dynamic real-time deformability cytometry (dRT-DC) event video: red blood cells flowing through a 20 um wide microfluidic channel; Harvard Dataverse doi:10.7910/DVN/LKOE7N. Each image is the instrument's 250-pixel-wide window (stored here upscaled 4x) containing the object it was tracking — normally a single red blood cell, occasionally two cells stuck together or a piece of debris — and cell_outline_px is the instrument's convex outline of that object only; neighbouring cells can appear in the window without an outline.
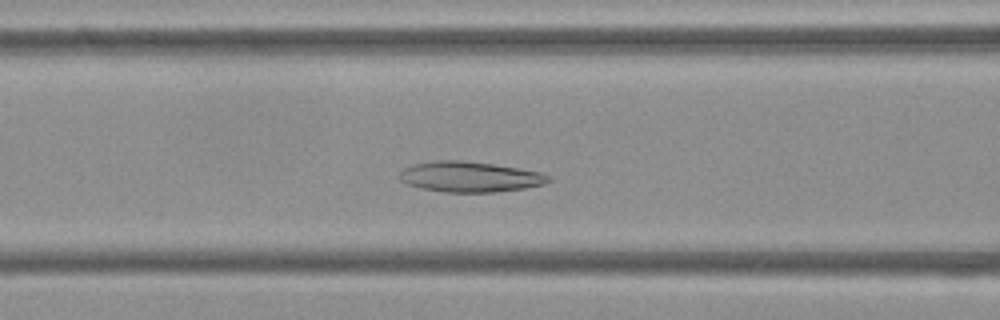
{"species": "Egyptian fruit bat (a non-hibernating species)", "species_latin": "Rousettus aegyptiacus", "temperature_condition": "cold", "stored_images_in_passage": 50, "camera_frame_rate_fps": 3000, "um_per_image_px": 0.085, "frame": {"image": 1, "passage_image": 18, "time_ms": 5.667, "image_size_px": [1000, 320], "cell_outline_px": [[552, 180], [544, 184], [524, 188], [496, 192], [444, 192], [420, 188], [408, 184], [400, 180], [400, 172], [404, 168], [412, 164], [436, 160], [460, 160], [492, 164], [520, 168], [540, 172], [552, 176]], "centroid_in_image_um": [39.95, 15.02], "position_along_channel_um": 126.6, "area_um2": 26.53}}
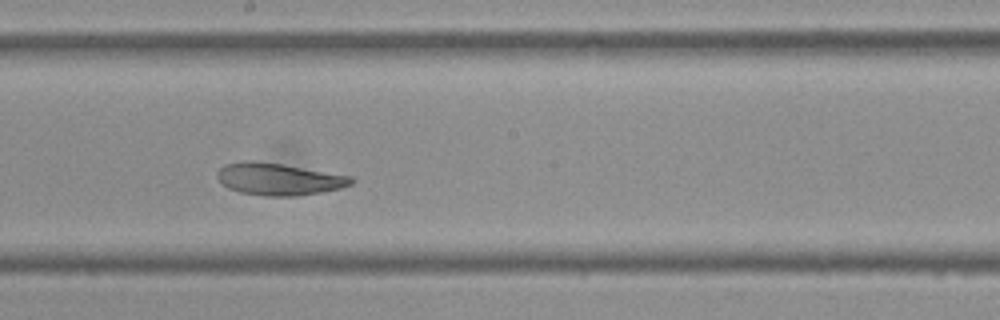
{"frame": {"image": 2, "passage_image": 26, "time_ms": 8.333, "image_size_px": [1000, 320], "cell_outline_px": [[356, 180], [352, 184], [340, 188], [324, 192], [296, 196], [264, 196], [240, 192], [228, 188], [220, 184], [216, 176], [216, 172], [224, 164], [244, 160], [252, 160], [284, 164], [352, 176]], "centroid_in_image_um": [23.68, 15.22], "position_along_channel_um": 224.5, "area_um2": 25.49}}
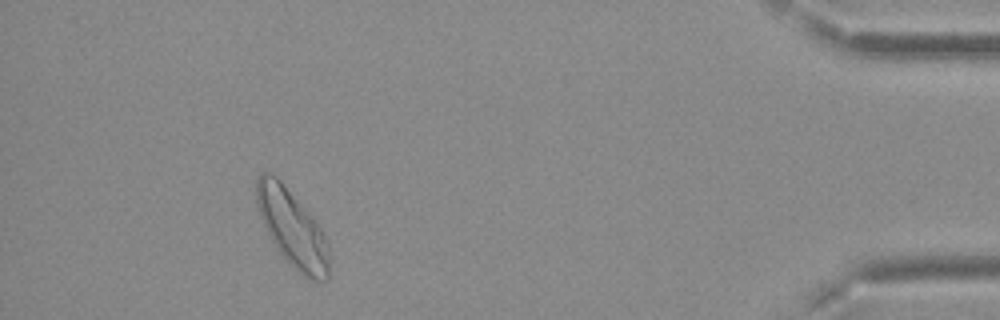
{"frame": {"image": 3, "passage_image": 46, "time_ms": 15.0, "image_size_px": [1000, 320], "cell_outline_px": [[328, 280], [316, 280], [304, 276], [288, 264], [272, 240], [260, 216], [256, 200], [256, 180], [260, 172], [268, 172], [276, 176], [280, 180], [316, 220], [328, 244]], "centroid_in_image_um": [24.83, 19.38], "position_along_channel_um": 410.4, "area_um2": 32.14}, "authors_computed_cell_mechanics": {"area_um2": 27.8596, "velocity_mm_per_s": 3.6775, "shape_relaxation_time_tau1_ms": null, "shape_relaxation_time_tau2_ms": 3.727, "deformation_change_tau1": null, "deformation_change_tau2": 0.1011}}